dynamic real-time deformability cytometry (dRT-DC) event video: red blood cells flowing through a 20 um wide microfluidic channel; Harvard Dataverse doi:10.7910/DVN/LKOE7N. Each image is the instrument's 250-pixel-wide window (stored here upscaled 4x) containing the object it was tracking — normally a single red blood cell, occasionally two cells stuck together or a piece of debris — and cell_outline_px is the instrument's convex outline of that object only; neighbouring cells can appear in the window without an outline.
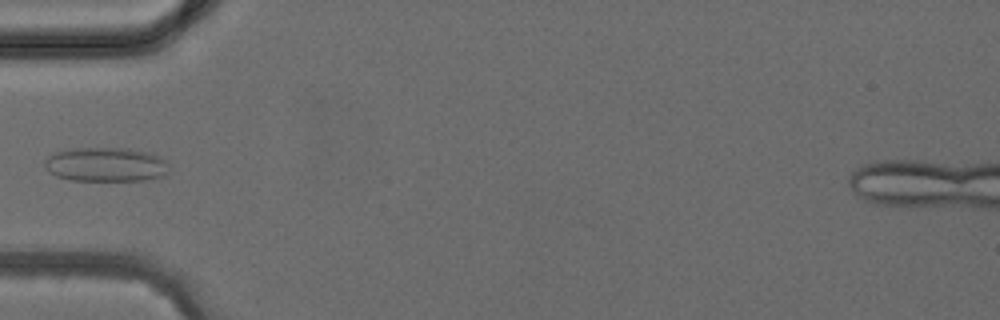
{"species": "common noctule bat (a hibernating species)", "species_latin": "Nyctalus noctula", "temperature_condition": "cold", "stored_images_in_passage": 3, "camera_frame_rate_fps": 3000, "um_per_image_px": 0.085, "animal": {"sex": "female", "body_mass_g": 24.6, "forearm_length_mm": 56.2}, "frame": {"image": 1, "passage_image": 3, "time_ms": 3.333, "image_size_px": [1000, 320], "cell_outline_px": [[168, 172], [164, 176], [144, 180], [68, 180], [56, 176], [48, 172], [44, 168], [44, 160], [48, 156], [56, 152], [68, 148], [128, 148], [152, 152], [160, 156], [164, 160]], "centroid_in_image_um": [8.96, 13.97], "position_along_channel_um": 76.0, "area_um2": 25.09}}